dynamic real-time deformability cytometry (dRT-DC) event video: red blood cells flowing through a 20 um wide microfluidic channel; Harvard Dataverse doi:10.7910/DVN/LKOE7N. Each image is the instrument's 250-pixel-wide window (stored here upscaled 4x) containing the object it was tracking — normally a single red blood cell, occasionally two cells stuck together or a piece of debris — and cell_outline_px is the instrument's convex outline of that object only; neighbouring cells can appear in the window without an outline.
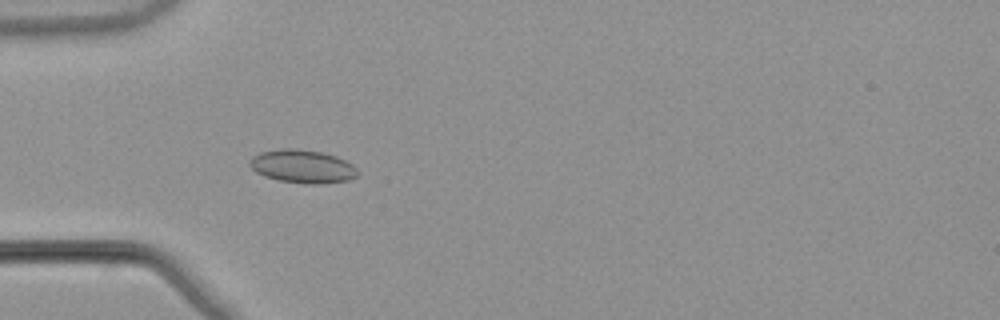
{"species": "common noctule bat (a hibernating species)", "species_latin": "Nyctalus noctula", "temperature_condition": "warm", "stored_images_in_passage": 53, "camera_frame_rate_fps": 3000, "um_per_image_px": 0.085, "animal": {"sex": "male", "body_mass_g": 21.5, "forearm_length_mm": 52.0}, "frame": {"image": 1, "passage_image": 17, "time_ms": 5.333, "image_size_px": [1000, 320], "cell_outline_px": [[360, 172], [356, 176], [348, 180], [324, 184], [304, 184], [280, 180], [264, 176], [256, 172], [248, 164], [252, 156], [260, 152], [284, 148], [296, 148], [320, 152], [336, 156], [352, 164]], "centroid_in_image_um": [25.71, 14.15], "position_along_channel_um": 59.3, "area_um2": 20.98}}
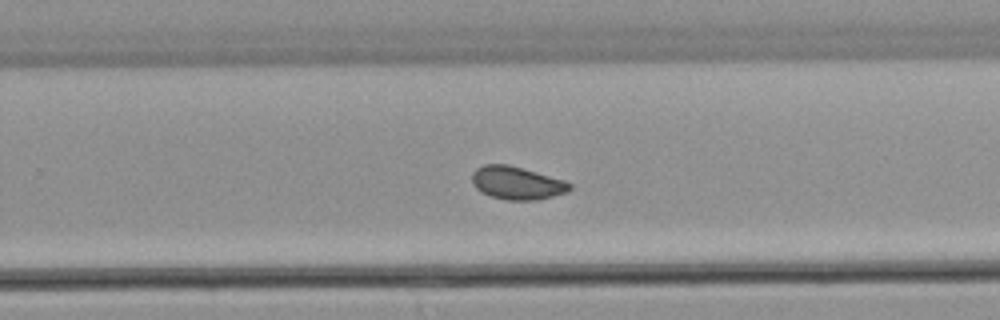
{"frame": {"image": 2, "passage_image": 35, "time_ms": 11.333, "image_size_px": [1000, 320], "cell_outline_px": [[572, 188], [568, 192], [536, 200], [504, 200], [492, 196], [476, 188], [472, 184], [472, 172], [476, 168], [484, 164], [508, 164], [564, 180], [572, 184]], "centroid_in_image_um": [43.93, 15.55], "position_along_channel_um": 285.9, "area_um2": 18.73}}
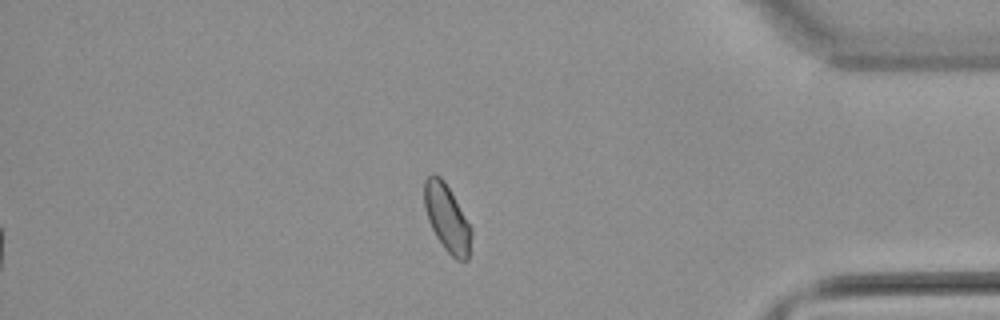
{"frame": {"image": 3, "passage_image": 46, "time_ms": 15.0, "image_size_px": [1000, 320], "cell_outline_px": [[472, 236], [468, 260], [456, 260], [444, 248], [436, 236], [428, 220], [424, 208], [424, 180], [432, 172], [440, 176], [444, 180], [472, 228]], "centroid_in_image_um": [37.99, 18.52], "position_along_channel_um": 397.2, "area_um2": 18.44}, "authors_computed_cell_mechanics": {"area_um2": 18.785, "velocity_mm_per_s": 3.8717, "shape_relaxation_time_tau1_ms": 7.6465, "shape_relaxation_time_tau2_ms": 2.1409, "deformation_change_tau1": 0.0785, "deformation_change_tau2": 0.0564}}